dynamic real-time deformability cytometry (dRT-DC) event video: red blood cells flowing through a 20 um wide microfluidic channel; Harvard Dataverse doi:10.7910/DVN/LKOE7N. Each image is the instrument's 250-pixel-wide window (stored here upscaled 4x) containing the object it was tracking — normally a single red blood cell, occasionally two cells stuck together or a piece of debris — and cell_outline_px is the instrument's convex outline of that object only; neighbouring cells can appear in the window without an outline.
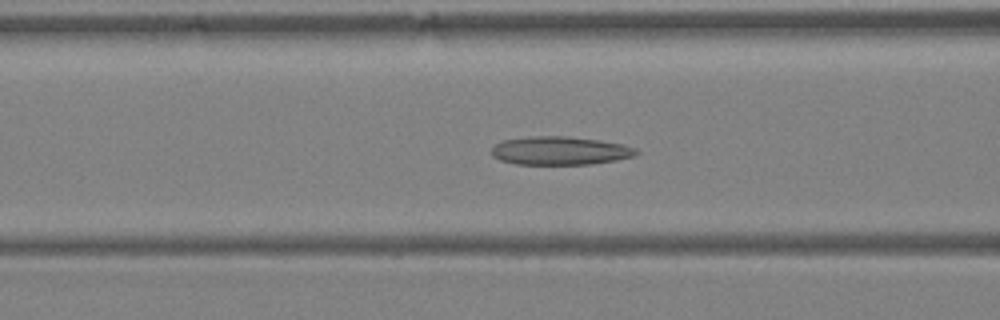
{"species": "Egyptian fruit bat (a non-hibernating species)", "species_latin": "Rousettus aegyptiacus", "temperature_condition": "warm", "stored_images_in_passage": 40, "camera_frame_rate_fps": 3000, "um_per_image_px": 0.085, "animal": {"sex": "female"}, "frame": {"image": 1, "passage_image": 16, "time_ms": 5.0, "image_size_px": [1000, 320], "cell_outline_px": [[640, 152], [636, 156], [616, 160], [592, 164], [516, 164], [500, 160], [492, 156], [492, 148], [500, 140], [532, 136], [568, 136], [600, 140], [624, 144], [636, 148]], "centroid_in_image_um": [47.63, 12.8], "position_along_channel_um": 119.0, "area_um2": 24.16}}
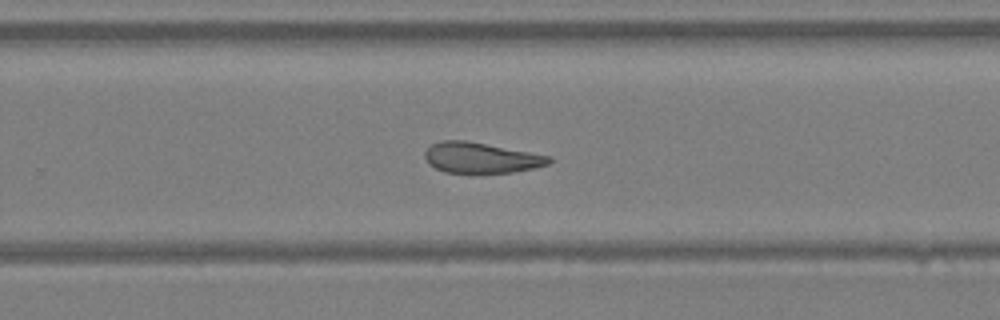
{"frame": {"image": 2, "passage_image": 26, "time_ms": 8.333, "image_size_px": [1000, 320], "cell_outline_px": [[552, 160], [548, 164], [536, 168], [512, 172], [444, 172], [436, 168], [424, 156], [424, 152], [432, 144], [440, 140], [464, 140], [552, 156]], "centroid_in_image_um": [40.91, 13.4], "position_along_channel_um": 288.9, "area_um2": 21.79}}
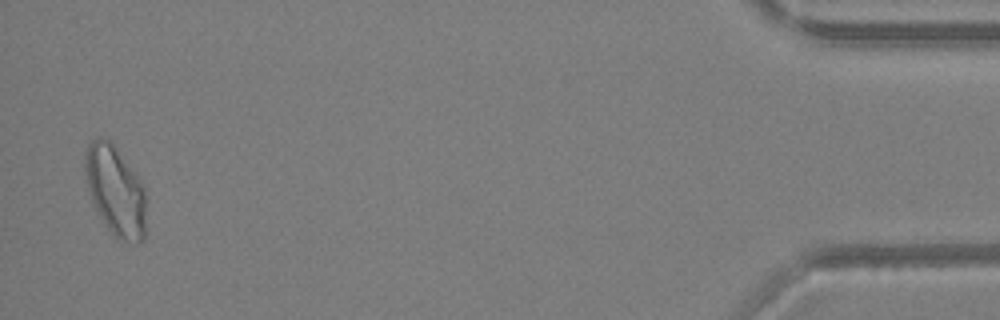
{"frame": {"image": 3, "passage_image": 39, "time_ms": 12.667, "image_size_px": [1000, 320], "cell_outline_px": [[144, 236], [136, 244], [116, 240], [108, 228], [96, 208], [92, 200], [88, 188], [84, 172], [84, 156], [88, 144], [92, 140], [108, 140], [116, 148], [144, 184]], "centroid_in_image_um": [9.8, 16.24], "position_along_channel_um": 425.4, "area_um2": 31.44}}